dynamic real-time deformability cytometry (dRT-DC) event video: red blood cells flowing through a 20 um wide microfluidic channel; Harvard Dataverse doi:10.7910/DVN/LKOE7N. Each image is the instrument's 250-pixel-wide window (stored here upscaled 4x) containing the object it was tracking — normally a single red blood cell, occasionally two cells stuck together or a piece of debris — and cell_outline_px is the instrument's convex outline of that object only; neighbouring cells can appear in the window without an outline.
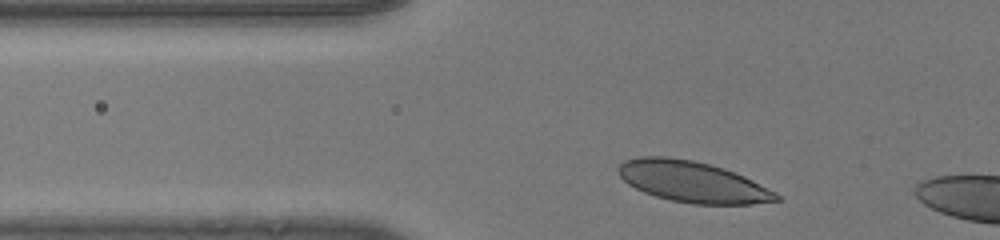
{"species": "human", "species_latin": "Homo sapiens", "temperature_condition": "room temperature", "stored_images_in_passage": 6, "camera_frame_rate_fps": 3000, "um_per_image_px": 0.085, "donor": {"sex": "male"}, "frame": {"image": 1, "passage_image": 3, "time_ms": 0.667, "image_size_px": [1000, 240], "cell_outline_px": [[780, 200], [752, 204], [692, 204], [672, 200], [656, 196], [644, 192], [628, 184], [616, 172], [616, 168], [624, 160], [640, 156], [668, 156], [692, 160], [724, 168], [744, 176], [776, 192], [780, 196]], "centroid_in_image_um": [58.83, 15.44], "position_along_channel_um": 67.0, "area_um2": 37.74}}